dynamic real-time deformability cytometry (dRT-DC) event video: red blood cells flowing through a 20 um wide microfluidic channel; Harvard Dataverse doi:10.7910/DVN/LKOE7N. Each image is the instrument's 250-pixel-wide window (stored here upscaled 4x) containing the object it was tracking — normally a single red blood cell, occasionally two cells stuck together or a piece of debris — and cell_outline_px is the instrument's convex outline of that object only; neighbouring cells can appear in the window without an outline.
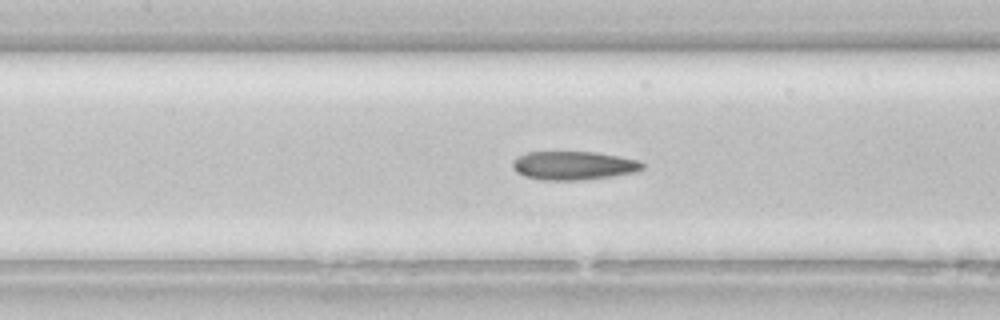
{"species": "common noctule bat (a hibernating species)", "species_latin": "Nyctalus noctula", "temperature_condition": "room temperature", "stored_images_in_passage": 29, "camera_frame_rate_fps": 3000, "um_per_image_px": 0.085, "animal": {"sex": "female", "body_mass_g": 22.7, "forearm_length_mm": 54.2}, "frame": {"image": 1, "passage_image": 16, "time_ms": 5.0, "image_size_px": [1000, 320], "cell_outline_px": [[644, 168], [640, 172], [612, 176], [580, 180], [540, 180], [524, 176], [516, 172], [512, 168], [512, 160], [528, 152], [596, 152], [620, 156], [640, 160], [644, 164]], "centroid_in_image_um": [48.79, 14.07], "position_along_channel_um": 158.6, "area_um2": 21.91}}
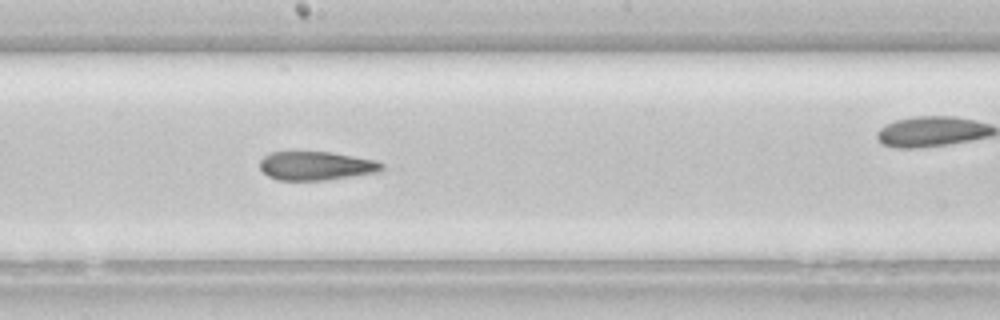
{"frame": {"image": 2, "passage_image": 20, "time_ms": 6.333, "image_size_px": [1000, 320], "cell_outline_px": [[384, 168], [376, 172], [324, 180], [280, 180], [268, 176], [260, 168], [260, 160], [268, 152], [332, 152], [376, 160], [384, 164]], "centroid_in_image_um": [26.85, 14.08], "position_along_channel_um": 221.3, "area_um2": 20.29}}